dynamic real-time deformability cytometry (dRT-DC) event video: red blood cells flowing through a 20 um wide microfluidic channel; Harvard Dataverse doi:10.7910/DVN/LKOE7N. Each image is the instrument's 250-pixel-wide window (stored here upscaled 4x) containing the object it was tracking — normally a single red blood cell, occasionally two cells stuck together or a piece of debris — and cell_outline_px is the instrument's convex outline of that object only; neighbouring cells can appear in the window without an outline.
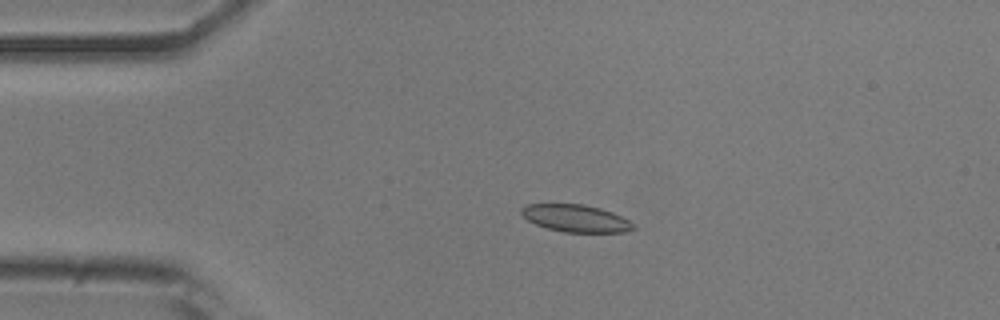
{"species": "common noctule bat (a hibernating species)", "species_latin": "Nyctalus noctula", "temperature_condition": "room temperature", "stored_images_in_passage": 42, "camera_frame_rate_fps": 3000, "um_per_image_px": 0.085, "animal": {"sex": "male", "body_mass_g": 20.5, "forearm_length_mm": 52.5}, "frame": {"image": 1, "passage_image": 1, "time_ms": 0.0, "image_size_px": [1000, 320], "cell_outline_px": [[636, 228], [624, 232], [564, 232], [548, 228], [536, 224], [528, 220], [520, 212], [520, 208], [524, 204], [584, 204], [600, 208], [612, 212], [636, 224]], "centroid_in_image_um": [48.94, 18.55], "position_along_channel_um": 36.1, "area_um2": 17.8}}
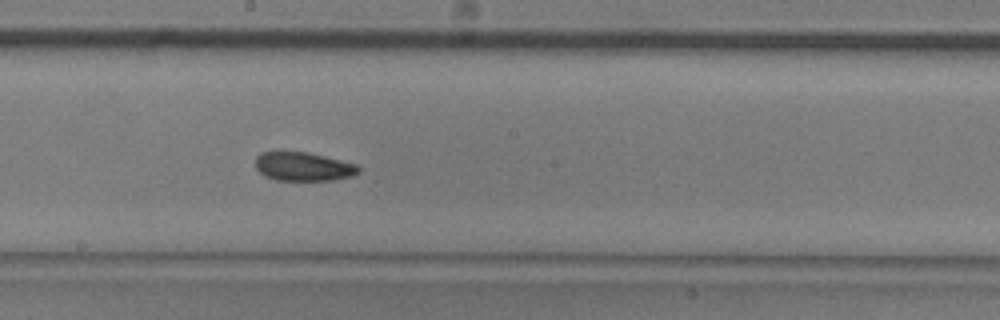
{"frame": {"image": 2, "passage_image": 18, "time_ms": 5.667, "image_size_px": [1000, 320], "cell_outline_px": [[360, 172], [352, 176], [332, 180], [276, 180], [264, 176], [256, 168], [256, 156], [260, 152], [276, 148], [308, 152], [360, 164]], "centroid_in_image_um": [25.75, 14.1], "position_along_channel_um": 222.5, "area_um2": 18.15}}
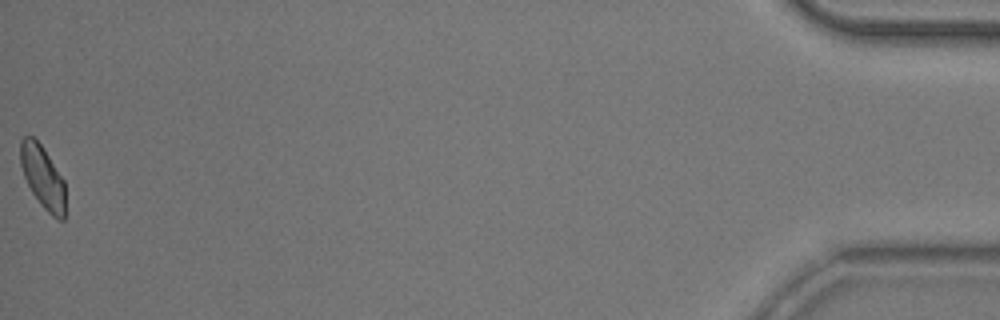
{"frame": {"image": 3, "passage_image": 42, "time_ms": 13.667, "image_size_px": [1000, 320], "cell_outline_px": [[64, 220], [56, 220], [40, 204], [32, 192], [24, 176], [20, 164], [20, 140], [24, 136], [32, 136], [40, 144], [64, 180]], "centroid_in_image_um": [3.61, 15.06], "position_along_channel_um": 431.6, "area_um2": 16.18}, "authors_computed_cell_mechanics": {"area_um2": 17.6868, "velocity_mm_per_s": 3.8717, "shape_relaxation_time_tau1_ms": 4.9322, "shape_relaxation_time_tau2_ms": 3.6273, "deformation_change_tau1": 0.0783, "deformation_change_tau2": 0.0775}}